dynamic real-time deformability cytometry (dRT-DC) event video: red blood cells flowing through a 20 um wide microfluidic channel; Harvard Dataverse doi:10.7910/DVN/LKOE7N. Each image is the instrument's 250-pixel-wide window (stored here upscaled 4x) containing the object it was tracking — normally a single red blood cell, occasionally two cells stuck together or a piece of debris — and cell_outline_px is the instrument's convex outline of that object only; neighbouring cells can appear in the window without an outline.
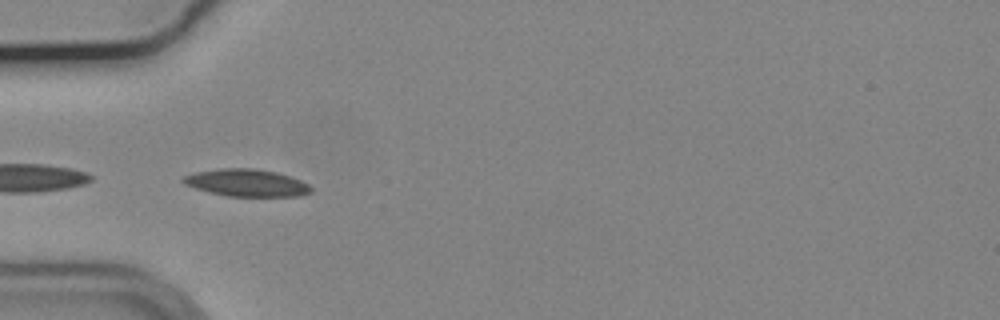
{"species": "common noctule bat (a hibernating species)", "species_latin": "Nyctalus noctula", "temperature_condition": "cold", "stored_images_in_passage": 16, "camera_frame_rate_fps": 3000, "um_per_image_px": 0.085, "animal": {"sex": "male", "body_mass_g": 19.2, "forearm_length_mm": 51.8}, "frame": {"image": 1, "passage_image": 5, "time_ms": 1.333, "image_size_px": [1000, 320], "cell_outline_px": [[312, 192], [300, 196], [228, 196], [208, 192], [184, 184], [180, 180], [184, 176], [196, 172], [220, 168], [256, 168], [276, 172], [300, 180], [308, 184], [312, 188]], "centroid_in_image_um": [20.96, 15.54], "position_along_channel_um": 64.0, "area_um2": 20.29}}